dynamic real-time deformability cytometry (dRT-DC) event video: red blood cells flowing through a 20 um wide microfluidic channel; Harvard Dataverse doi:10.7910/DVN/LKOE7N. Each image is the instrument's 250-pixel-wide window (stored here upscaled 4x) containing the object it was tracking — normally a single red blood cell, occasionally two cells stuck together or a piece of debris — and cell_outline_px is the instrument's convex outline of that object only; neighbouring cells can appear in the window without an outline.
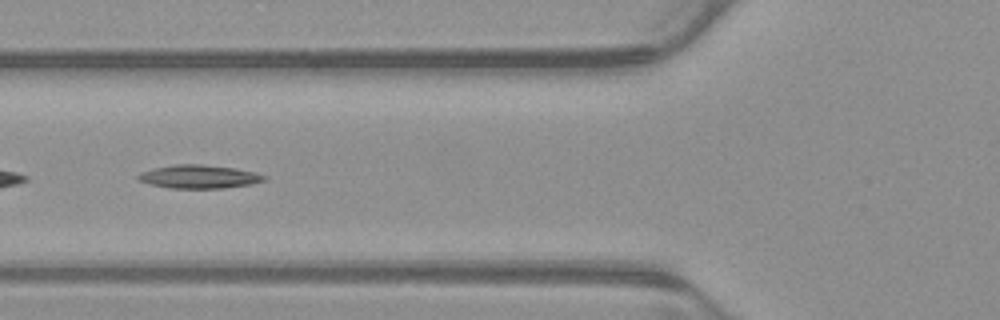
{"species": "common noctule bat (a hibernating species)", "species_latin": "Nyctalus noctula", "temperature_condition": "warm", "stored_images_in_passage": 47, "camera_frame_rate_fps": 3000, "um_per_image_px": 0.085, "animal": {"sex": "male", "body_mass_g": 23.1, "forearm_length_mm": 52.7}, "frame": {"image": 1, "passage_image": 14, "time_ms": 4.333, "image_size_px": [1000, 320], "cell_outline_px": [[268, 176], [264, 180], [248, 184], [224, 188], [168, 188], [152, 184], [140, 180], [136, 176], [140, 172], [156, 168], [176, 164], [200, 164], [236, 168], [256, 172]], "centroid_in_image_um": [16.94, 15.01], "position_along_channel_um": 108.9, "area_um2": 16.99}}
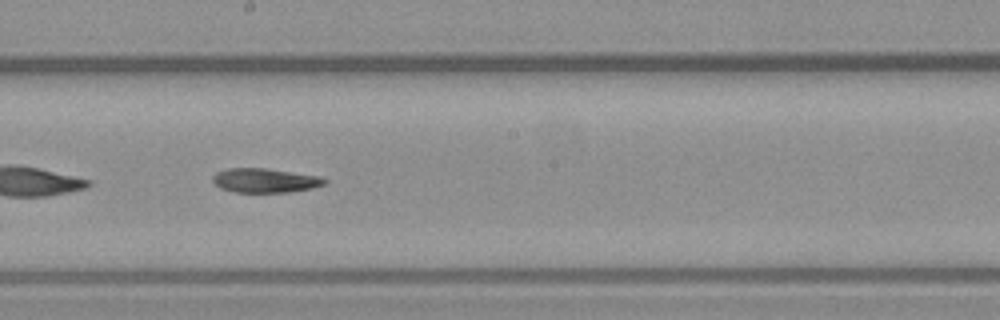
{"frame": {"image": 2, "passage_image": 23, "time_ms": 7.333, "image_size_px": [1000, 320], "cell_outline_px": [[328, 180], [324, 184], [312, 188], [288, 192], [232, 192], [220, 188], [212, 180], [212, 176], [216, 172], [228, 168], [264, 168], [316, 176]], "centroid_in_image_um": [22.46, 15.34], "position_along_channel_um": 225.7, "area_um2": 15.61}}
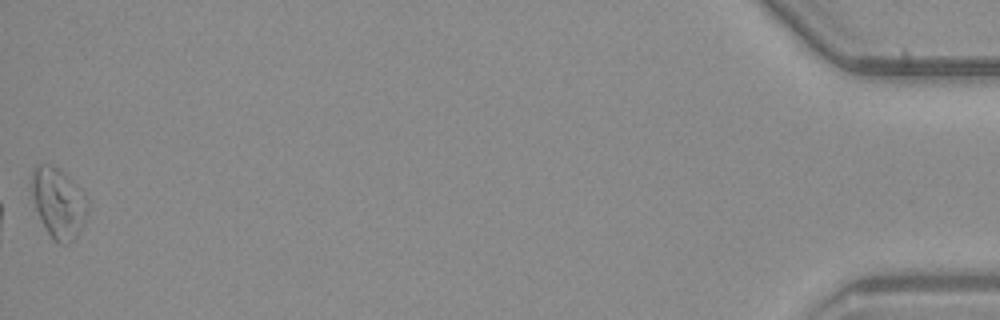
{"frame": {"image": 3, "passage_image": 47, "time_ms": 15.333, "image_size_px": [1000, 320], "cell_outline_px": [[88, 200], [84, 224], [76, 236], [68, 244], [60, 244], [52, 240], [36, 208], [32, 196], [32, 168], [36, 164], [48, 164], [56, 168], [68, 176], [80, 188]], "centroid_in_image_um": [4.97, 17.24], "position_along_channel_um": 430.2, "area_um2": 22.6}}